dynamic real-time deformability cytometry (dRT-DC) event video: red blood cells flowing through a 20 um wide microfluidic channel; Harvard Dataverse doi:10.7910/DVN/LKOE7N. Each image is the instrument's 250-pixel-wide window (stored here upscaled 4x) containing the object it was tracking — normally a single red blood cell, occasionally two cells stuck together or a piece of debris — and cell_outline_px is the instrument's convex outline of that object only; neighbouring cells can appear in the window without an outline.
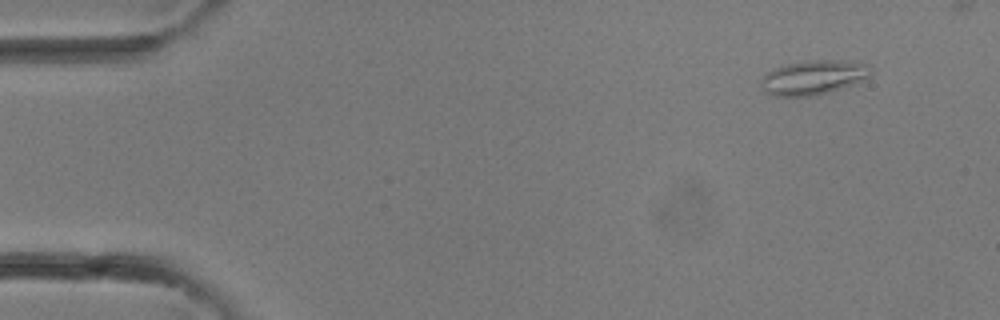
{"species": "common noctule bat (a hibernating species)", "species_latin": "Nyctalus noctula", "temperature_condition": "room temperature", "stored_images_in_passage": 31, "camera_frame_rate_fps": 3000, "um_per_image_px": 0.085, "animal": {"sex": "female"}, "frame": {"image": 1, "passage_image": 1, "time_ms": 0.0, "image_size_px": [1000, 320], "cell_outline_px": [[872, 72], [868, 76], [852, 84], [816, 96], [776, 96], [764, 92], [760, 84], [764, 76], [768, 72], [784, 64], [808, 60], [840, 60], [868, 64], [872, 68]], "centroid_in_image_um": [69.12, 6.58], "position_along_channel_um": 15.9, "area_um2": 21.85}}
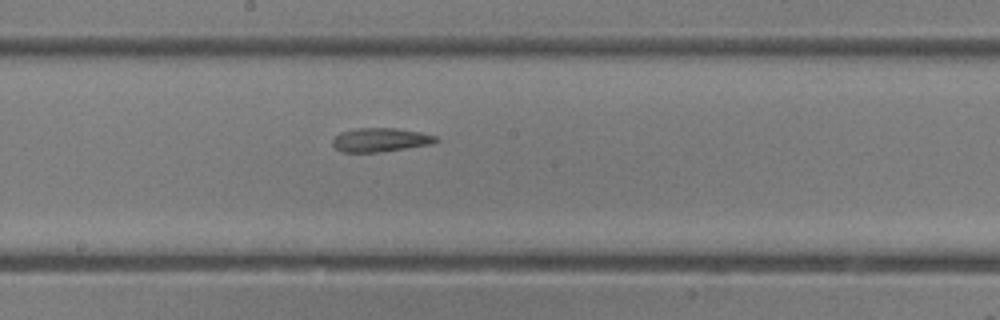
{"frame": {"image": 2, "passage_image": 16, "time_ms": 5.0, "image_size_px": [1000, 320], "cell_outline_px": [[440, 140], [432, 144], [376, 152], [340, 152], [332, 144], [332, 140], [340, 132], [356, 128], [396, 128], [420, 132], [436, 136]], "centroid_in_image_um": [32.32, 11.88], "position_along_channel_um": 215.9, "area_um2": 14.28}}
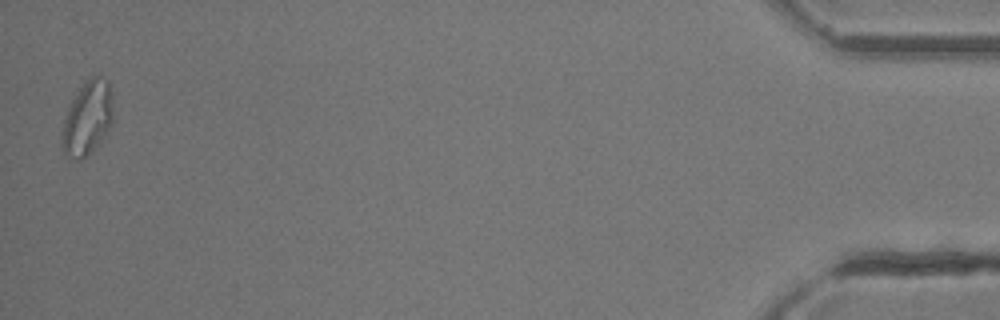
{"frame": {"image": 3, "passage_image": 31, "time_ms": 10.0, "image_size_px": [1000, 320], "cell_outline_px": [[112, 124], [104, 136], [80, 160], [76, 160], [64, 152], [60, 144], [60, 132], [68, 108], [72, 100], [84, 80], [92, 76], [104, 76], [112, 92]], "centroid_in_image_um": [7.41, 10.0], "position_along_channel_um": 427.8, "area_um2": 21.91}}